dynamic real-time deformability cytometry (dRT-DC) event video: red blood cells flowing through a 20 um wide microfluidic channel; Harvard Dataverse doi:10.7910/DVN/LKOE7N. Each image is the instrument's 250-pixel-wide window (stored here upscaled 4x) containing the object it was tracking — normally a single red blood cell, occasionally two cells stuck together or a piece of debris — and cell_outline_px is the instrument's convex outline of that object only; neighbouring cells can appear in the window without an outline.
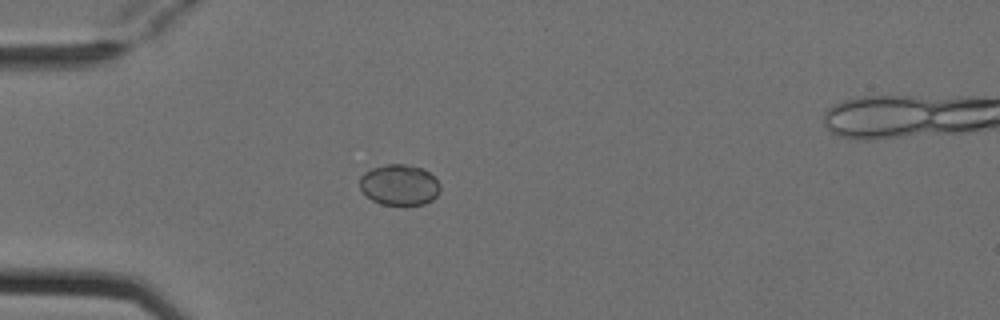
{"species": "Egyptian fruit bat (a non-hibernating species)", "species_latin": "Rousettus aegyptiacus", "temperature_condition": "cold", "stored_images_in_passage": 5, "camera_frame_rate_fps": 3000, "um_per_image_px": 0.085, "animal": {"sex": "female"}, "frame": {"image": 1, "passage_image": 4, "time_ms": 1.0, "image_size_px": [1000, 320], "cell_outline_px": [[440, 192], [432, 200], [424, 204], [404, 208], [380, 204], [372, 200], [360, 188], [360, 176], [364, 172], [372, 168], [388, 164], [404, 164], [424, 168], [440, 184]], "centroid_in_image_um": [33.96, 15.76], "position_along_channel_um": 51.0, "area_um2": 19.65}}